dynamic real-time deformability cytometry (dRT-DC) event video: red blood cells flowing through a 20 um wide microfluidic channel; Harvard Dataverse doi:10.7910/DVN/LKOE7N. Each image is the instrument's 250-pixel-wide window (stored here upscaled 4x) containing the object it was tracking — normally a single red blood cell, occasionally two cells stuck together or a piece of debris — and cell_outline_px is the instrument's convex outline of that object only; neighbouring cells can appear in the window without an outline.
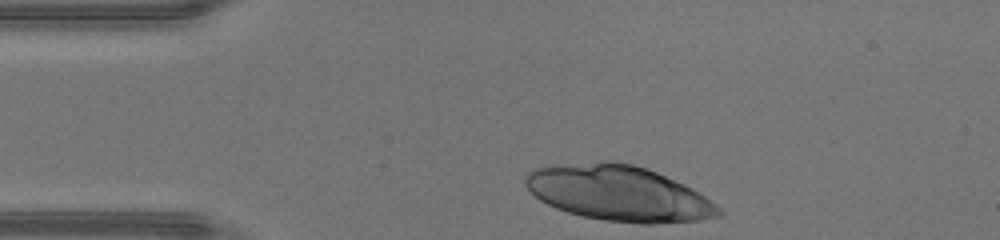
{"species": "human", "species_latin": "Homo sapiens", "temperature_condition": "warm", "stored_images_in_passage": 28, "camera_frame_rate_fps": 3000, "um_per_image_px": 0.085, "donor": {"sex": "male"}, "frame": {"image": 1, "passage_image": 1, "time_ms": 0.0, "image_size_px": [1000, 240], "cell_outline_px": [[720, 216], [700, 220], [652, 224], [640, 224], [604, 220], [584, 216], [568, 212], [556, 208], [540, 200], [524, 184], [524, 176], [532, 168], [548, 164], [600, 160], [612, 160], [632, 164], [656, 172], [684, 184], [692, 188], [716, 204], [720, 208]], "centroid_in_image_um": [52.53, 16.4], "position_along_channel_um": 32.5, "area_um2": 62.77}}